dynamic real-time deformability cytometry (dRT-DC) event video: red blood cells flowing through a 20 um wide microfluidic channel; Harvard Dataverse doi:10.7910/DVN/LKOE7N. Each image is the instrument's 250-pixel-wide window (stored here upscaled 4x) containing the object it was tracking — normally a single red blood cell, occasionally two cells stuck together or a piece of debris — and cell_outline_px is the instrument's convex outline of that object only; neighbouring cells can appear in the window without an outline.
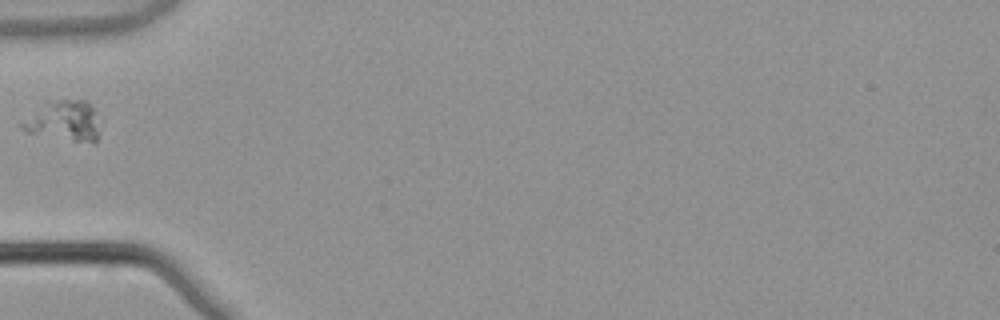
{"species": "common noctule bat (a hibernating species)", "species_latin": "Nyctalus noctula", "temperature_condition": "warm", "stored_images_in_passage": 2, "camera_frame_rate_fps": 3000, "um_per_image_px": 0.085, "animal": {"sex": "male", "body_mass_g": 21.5, "forearm_length_mm": 52.0}, "frame": {"image": 1, "passage_image": 2, "time_ms": 0.333, "image_size_px": [1000, 320], "cell_outline_px": [[100, 132], [96, 144], [92, 144], [28, 132], [20, 128], [20, 124], [44, 100], [84, 100], [92, 108], [100, 128]], "centroid_in_image_um": [5.44, 10.28], "position_along_channel_um": 79.6, "area_um2": 18.32}}